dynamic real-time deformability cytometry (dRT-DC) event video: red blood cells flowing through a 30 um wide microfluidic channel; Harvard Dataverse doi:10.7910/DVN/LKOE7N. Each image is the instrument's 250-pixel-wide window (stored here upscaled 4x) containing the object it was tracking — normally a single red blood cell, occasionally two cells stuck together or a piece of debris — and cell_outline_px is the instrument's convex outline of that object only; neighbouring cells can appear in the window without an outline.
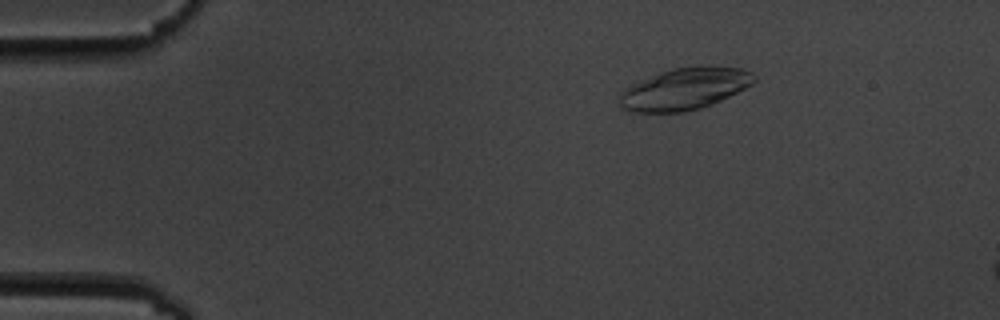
{"species": "common noctule bat (a hibernating species)", "species_latin": "Nyctalus noctula", "temperature_condition": "cold", "stored_images_in_passage": 3, "camera_frame_rate_fps": 3000, "um_per_image_px": 0.085, "animal": {"sex": "male", "body_mass_g": 19.5, "forearm_length_mm": 54.6}, "frame": {"image": 1, "passage_image": 1, "time_ms": 0.0, "image_size_px": [1000, 320], "cell_outline_px": [[756, 80], [752, 84], [712, 104], [700, 108], [684, 112], [632, 112], [620, 108], [620, 92], [624, 88], [632, 84], [672, 68], [740, 68], [752, 72], [756, 76]], "centroid_in_image_um": [58.15, 7.59], "position_along_channel_um": 26.9, "area_um2": 31.91}}